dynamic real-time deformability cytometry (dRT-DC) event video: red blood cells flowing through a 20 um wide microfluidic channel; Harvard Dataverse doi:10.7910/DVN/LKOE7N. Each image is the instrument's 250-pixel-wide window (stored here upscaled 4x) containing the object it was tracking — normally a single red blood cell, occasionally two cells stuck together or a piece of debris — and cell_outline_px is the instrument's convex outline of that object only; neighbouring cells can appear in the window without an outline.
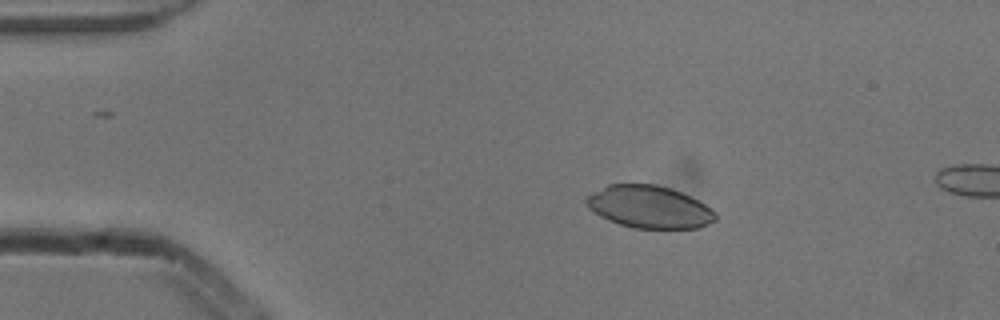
{"species": "common noctule bat (a hibernating species)", "species_latin": "Nyctalus noctula", "temperature_condition": "cold", "stored_images_in_passage": 3, "camera_frame_rate_fps": 3000, "um_per_image_px": 0.085, "animal": {"sex": "male", "body_mass_g": 13.3}, "frame": {"image": 1, "passage_image": 2, "time_ms": 0.333, "image_size_px": [1000, 320], "cell_outline_px": [[716, 220], [700, 228], [632, 228], [608, 220], [600, 216], [588, 208], [584, 204], [584, 196], [608, 184], [656, 184], [672, 188], [712, 208], [716, 212]], "centroid_in_image_um": [55.15, 17.58], "position_along_channel_um": 29.9, "area_um2": 32.14}}